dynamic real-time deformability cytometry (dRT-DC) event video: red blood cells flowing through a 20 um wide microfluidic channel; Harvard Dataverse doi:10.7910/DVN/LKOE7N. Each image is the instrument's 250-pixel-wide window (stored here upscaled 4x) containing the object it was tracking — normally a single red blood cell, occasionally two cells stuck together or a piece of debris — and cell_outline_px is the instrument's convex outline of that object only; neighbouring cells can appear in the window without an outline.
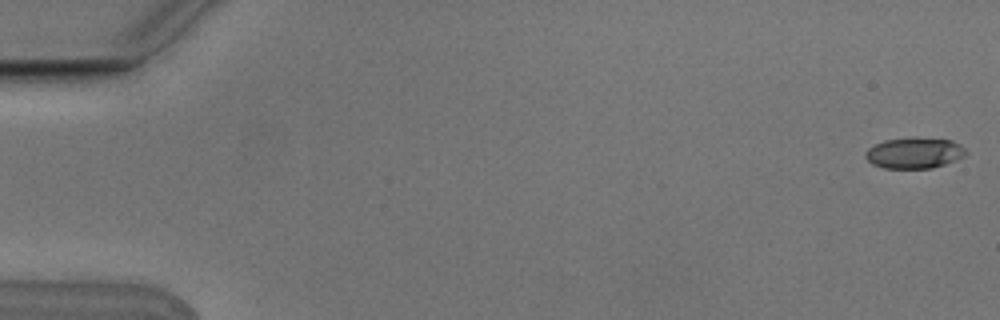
{"species": "Egyptian fruit bat (a non-hibernating species)", "species_latin": "Rousettus aegyptiacus", "temperature_condition": "cold", "stored_images_in_passage": 7, "camera_frame_rate_fps": 3000, "um_per_image_px": 0.085, "animal": {"sex": "male"}, "frame": {"image": 1, "passage_image": 1, "time_ms": 0.0, "image_size_px": [1000, 320], "cell_outline_px": [[968, 152], [964, 156], [956, 160], [932, 168], [884, 168], [872, 164], [864, 156], [864, 152], [868, 148], [884, 140], [916, 136], [952, 140], [960, 144]], "centroid_in_image_um": [77.72, 12.98], "position_along_channel_um": 7.3, "area_um2": 18.38}}